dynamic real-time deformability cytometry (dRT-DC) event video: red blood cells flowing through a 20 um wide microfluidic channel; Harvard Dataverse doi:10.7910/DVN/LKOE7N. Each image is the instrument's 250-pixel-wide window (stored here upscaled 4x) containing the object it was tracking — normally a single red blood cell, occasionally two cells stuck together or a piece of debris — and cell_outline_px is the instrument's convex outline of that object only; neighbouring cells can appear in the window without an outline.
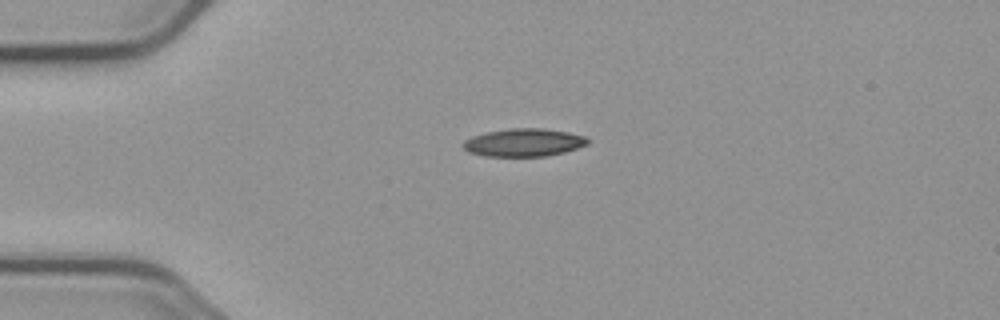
{"species": "common noctule bat (a hibernating species)", "species_latin": "Nyctalus noctula", "temperature_condition": "cold", "stored_images_in_passage": 4, "camera_frame_rate_fps": 3000, "um_per_image_px": 0.085, "animal": {"sex": "male", "body_mass_g": 23.1, "forearm_length_mm": 52.7}, "frame": {"image": 1, "passage_image": 1, "time_ms": 0.0, "image_size_px": [1000, 320], "cell_outline_px": [[588, 144], [564, 152], [548, 156], [484, 156], [468, 152], [460, 144], [464, 140], [472, 136], [488, 132], [512, 128], [544, 128], [568, 132], [584, 136], [588, 140]], "centroid_in_image_um": [44.49, 12.12], "position_along_channel_um": 40.5, "area_um2": 20.23}}